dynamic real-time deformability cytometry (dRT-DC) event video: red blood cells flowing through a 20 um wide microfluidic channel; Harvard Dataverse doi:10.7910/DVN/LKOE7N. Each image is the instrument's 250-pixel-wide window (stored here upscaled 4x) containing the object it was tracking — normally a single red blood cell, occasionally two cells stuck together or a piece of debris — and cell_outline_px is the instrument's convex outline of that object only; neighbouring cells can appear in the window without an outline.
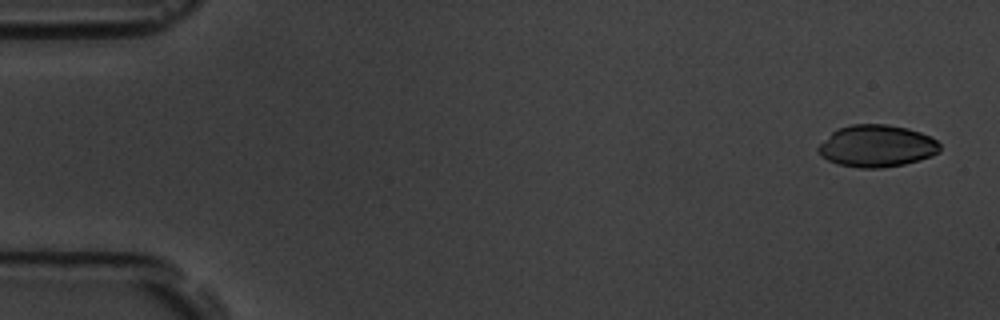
{"species": "common noctule bat (a hibernating species)", "species_latin": "Nyctalus noctula", "temperature_condition": "room temperature", "stored_images_in_passage": 5, "camera_frame_rate_fps": 3000, "um_per_image_px": 0.085, "animal": {"sex": "male", "body_mass_g": 19.5, "forearm_length_mm": 54.6}, "frame": {"image": 1, "passage_image": 1, "time_ms": 0.0, "image_size_px": [1000, 320], "cell_outline_px": [[940, 152], [932, 156], [904, 164], [880, 168], [860, 168], [836, 164], [820, 156], [816, 152], [816, 148], [832, 132], [840, 128], [852, 124], [884, 124], [908, 128], [920, 132], [936, 140], [940, 144]], "centroid_in_image_um": [74.51, 12.42], "position_along_channel_um": 10.5, "area_um2": 29.82}}